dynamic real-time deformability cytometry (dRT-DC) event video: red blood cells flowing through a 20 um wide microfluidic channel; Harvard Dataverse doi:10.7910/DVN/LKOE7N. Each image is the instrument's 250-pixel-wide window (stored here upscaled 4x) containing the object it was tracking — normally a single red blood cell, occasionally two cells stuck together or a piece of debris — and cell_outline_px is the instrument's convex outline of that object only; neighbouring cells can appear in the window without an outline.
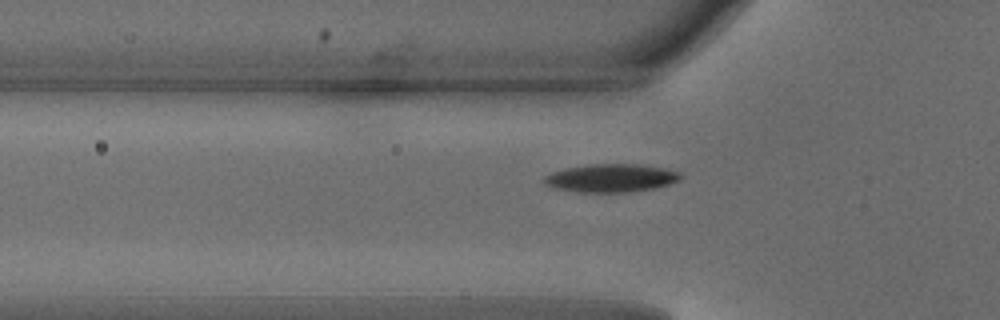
{"species": "common noctule bat (a hibernating species)", "species_latin": "Nyctalus noctula", "temperature_condition": "warm", "stored_images_in_passage": 34, "camera_frame_rate_fps": 3000, "um_per_image_px": 0.085, "animal": {"sex": "male", "body_mass_g": 18.8}, "frame": {"image": 1, "passage_image": 3, "time_ms": 0.667, "image_size_px": [1000, 320], "cell_outline_px": [[684, 176], [680, 180], [656, 188], [628, 192], [580, 192], [552, 188], [544, 184], [544, 176], [552, 172], [564, 168], [588, 164], [640, 164], [664, 168], [680, 172]], "centroid_in_image_um": [51.94, 15.13], "position_along_channel_um": 73.9, "area_um2": 22.6}}
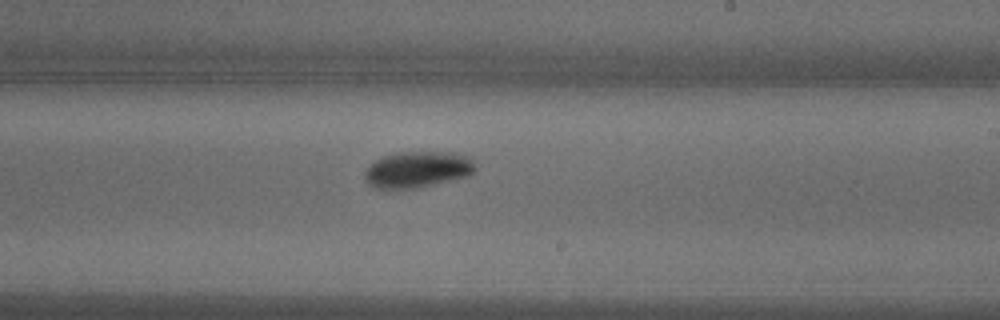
{"frame": {"image": 2, "passage_image": 16, "time_ms": 5.0, "image_size_px": [1000, 320], "cell_outline_px": [[476, 168], [468, 176], [420, 188], [376, 188], [368, 184], [364, 180], [364, 172], [368, 164], [384, 156], [400, 152], [452, 152], [468, 156], [472, 160]], "centroid_in_image_um": [35.47, 14.41], "position_along_channel_um": 253.5, "area_um2": 23.47}}
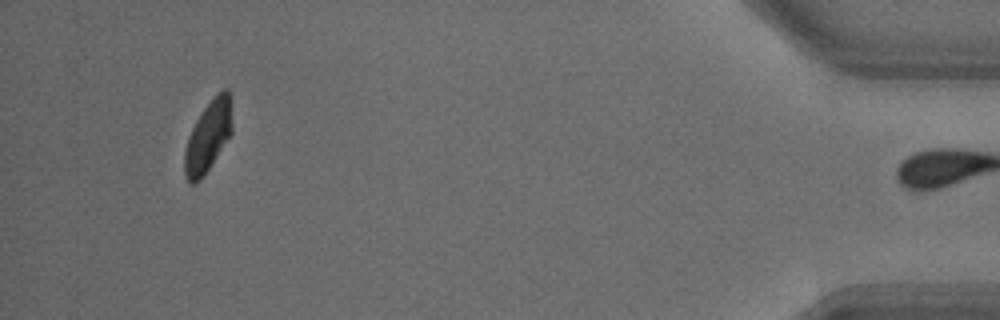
{"frame": {"image": 3, "passage_image": 33, "time_ms": 10.667, "image_size_px": [1000, 320], "cell_outline_px": [[232, 132], [204, 176], [196, 184], [192, 184], [184, 176], [184, 152], [188, 136], [196, 120], [204, 108], [216, 92], [224, 88], [228, 88], [232, 124]], "centroid_in_image_um": [17.67, 11.61], "position_along_channel_um": 417.5, "area_um2": 19.65}, "authors_computed_cell_mechanics": {"area_um2": 22.1374, "velocity_mm_per_s": 4.128, "shape_relaxation_time_tau1_ms": 2.1828, "shape_relaxation_time_tau2_ms": null, "deformation_change_tau1": 0.133, "deformation_change_tau2": null}}